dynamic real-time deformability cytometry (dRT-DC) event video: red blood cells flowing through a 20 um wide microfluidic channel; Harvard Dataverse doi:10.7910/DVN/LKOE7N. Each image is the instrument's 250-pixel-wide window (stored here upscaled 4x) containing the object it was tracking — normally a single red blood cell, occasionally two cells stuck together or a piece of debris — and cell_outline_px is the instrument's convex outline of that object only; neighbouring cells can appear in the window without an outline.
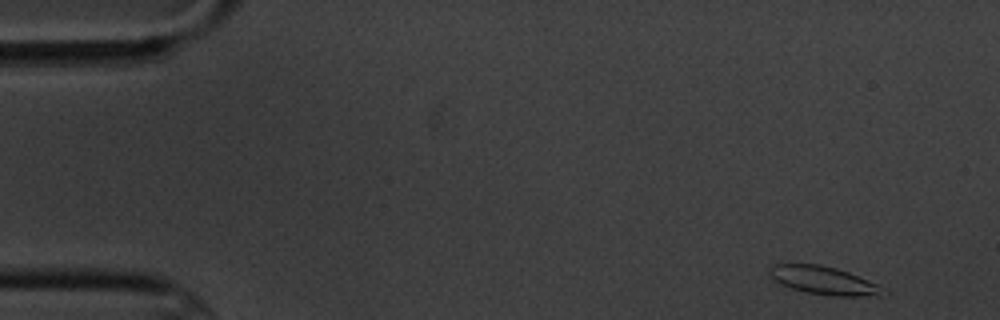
{"species": "common noctule bat (a hibernating species)", "species_latin": "Nyctalus noctula", "temperature_condition": "cold", "stored_images_in_passage": 16, "camera_frame_rate_fps": 3000, "um_per_image_px": 0.085, "animal": {"sex": "male", "body_mass_g": 20.1, "forearm_length_mm": 53.5}, "frame": {"image": 1, "passage_image": 1, "time_ms": 0.0, "image_size_px": [1000, 320], "cell_outline_px": [[888, 292], [880, 296], [828, 296], [808, 292], [792, 288], [780, 284], [768, 272], [768, 268], [772, 264], [820, 264], [836, 268], [848, 272], [876, 284]], "centroid_in_image_um": [70.01, 23.84], "position_along_channel_um": 15.0, "area_um2": 18.5}}
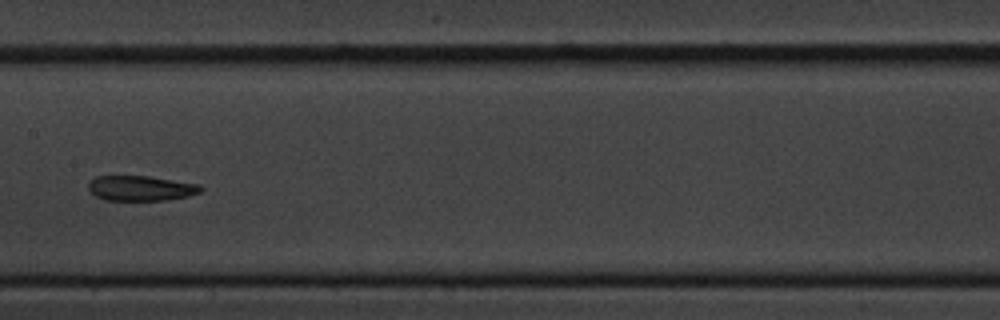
{"frame": {"image": 2, "passage_image": 8, "time_ms": 8.333, "image_size_px": [1000, 320], "cell_outline_px": [[204, 188], [200, 192], [188, 196], [164, 200], [104, 200], [96, 196], [88, 188], [88, 184], [96, 176], [148, 176], [200, 184]], "centroid_in_image_um": [11.99, 16.0], "position_along_channel_um": 195.4, "area_um2": 16.36}}
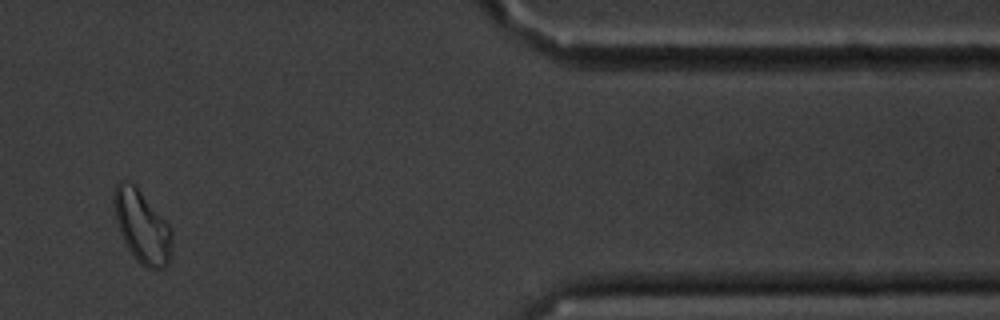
{"frame": {"image": 3, "passage_image": 14, "time_ms": 15.333, "image_size_px": [1000, 320], "cell_outline_px": [[172, 240], [168, 264], [156, 272], [148, 268], [128, 248], [120, 232], [112, 200], [112, 196], [116, 184], [120, 180], [128, 180], [136, 184], [168, 224], [172, 232]], "centroid_in_image_um": [12.07, 19.19], "position_along_channel_um": 399.3, "area_um2": 24.33}, "authors_computed_cell_mechanics": {"area_um2": 18.0625, "velocity_mm_per_s": 3.4407, "shape_relaxation_time_tau1_ms": 5.3825, "shape_relaxation_time_tau2_ms": 6.9377, "deformation_change_tau1": 0.0983, "deformation_change_tau2": 0.1017}}